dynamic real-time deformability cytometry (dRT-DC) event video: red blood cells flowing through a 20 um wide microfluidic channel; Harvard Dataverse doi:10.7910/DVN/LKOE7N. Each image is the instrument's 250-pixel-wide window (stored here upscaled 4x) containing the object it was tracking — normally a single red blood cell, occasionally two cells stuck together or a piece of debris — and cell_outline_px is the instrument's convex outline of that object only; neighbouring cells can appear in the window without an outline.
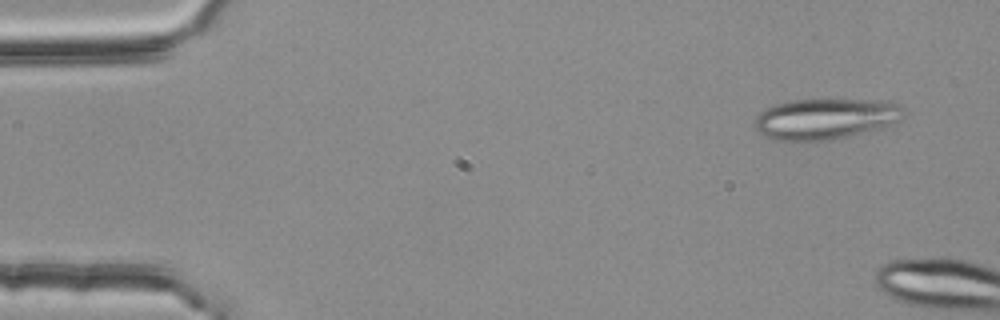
{"species": "common noctule bat (a hibernating species)", "species_latin": "Nyctalus noctula", "temperature_condition": "room temperature", "stored_images_in_passage": 2, "camera_frame_rate_fps": 3000, "um_per_image_px": 0.085, "animal": {"sex": "female", "body_mass_g": 25.1}, "frame": {"image": 1, "passage_image": 1, "time_ms": 0.0, "image_size_px": [1000, 320], "cell_outline_px": [[904, 116], [896, 124], [832, 140], [776, 140], [764, 136], [756, 128], [756, 116], [764, 108], [776, 104], [792, 100], [884, 100], [896, 104], [900, 108]], "centroid_in_image_um": [70.17, 10.1], "position_along_channel_um": 14.8, "area_um2": 35.14}}